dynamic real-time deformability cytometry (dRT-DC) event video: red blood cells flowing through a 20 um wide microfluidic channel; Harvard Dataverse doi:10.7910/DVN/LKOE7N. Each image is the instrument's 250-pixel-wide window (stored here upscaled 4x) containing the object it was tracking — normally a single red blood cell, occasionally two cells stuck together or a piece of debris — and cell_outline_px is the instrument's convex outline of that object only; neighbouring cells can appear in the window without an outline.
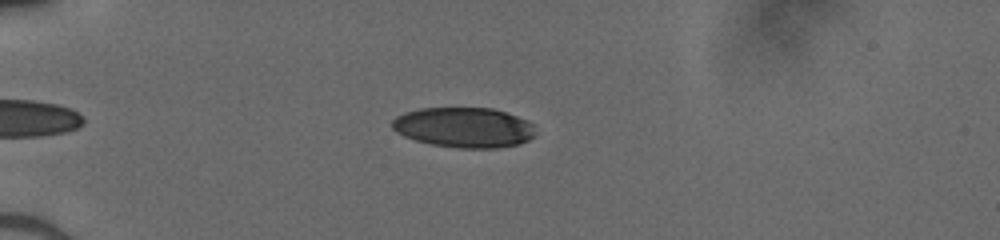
{"species": "human", "species_latin": "Homo sapiens", "temperature_condition": "cold", "stored_images_in_passage": 34, "camera_frame_rate_fps": 3000, "um_per_image_px": 0.085, "donor": {"sex": "male"}, "frame": {"image": 1, "passage_image": 3, "time_ms": 0.667, "image_size_px": [1000, 240], "cell_outline_px": [[536, 136], [520, 144], [496, 148], [460, 148], [432, 144], [416, 140], [404, 136], [396, 132], [392, 128], [392, 120], [396, 116], [404, 112], [420, 108], [492, 108], [528, 120], [532, 124]], "centroid_in_image_um": [39.44, 10.83], "position_along_channel_um": 45.6, "area_um2": 33.58}}
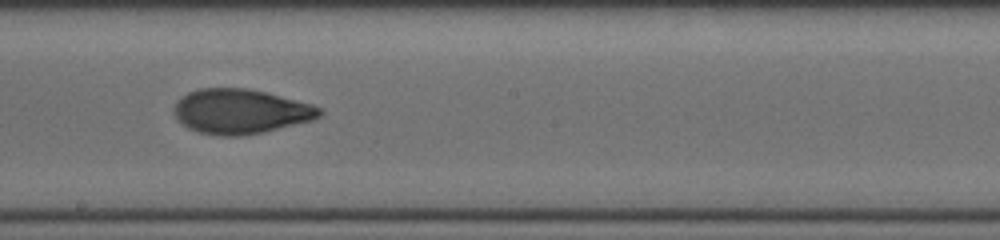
{"frame": {"image": 2, "passage_image": 19, "time_ms": 6.0, "image_size_px": [1000, 240], "cell_outline_px": [[324, 112], [320, 116], [312, 120], [264, 132], [240, 136], [220, 136], [196, 132], [188, 128], [172, 112], [172, 108], [176, 100], [188, 92], [200, 88], [248, 88], [312, 104], [320, 108]], "centroid_in_image_um": [20.41, 9.47], "position_along_channel_um": 227.8, "area_um2": 37.97}}
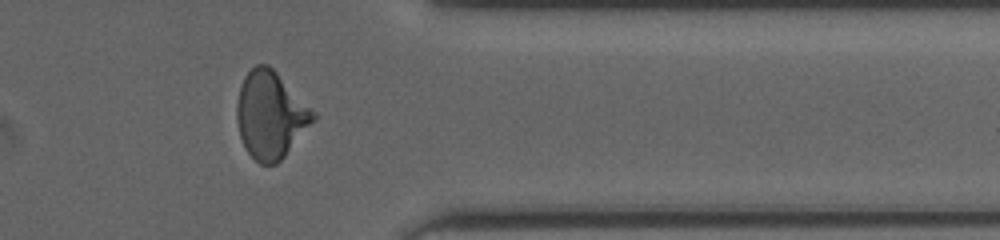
{"frame": {"image": 3, "passage_image": 31, "time_ms": 10.0, "image_size_px": [1000, 240], "cell_outline_px": [[316, 116], [284, 156], [276, 164], [260, 164], [248, 152], [240, 136], [236, 120], [236, 104], [240, 88], [244, 76], [256, 64], [268, 64], [316, 112]], "centroid_in_image_um": [22.96, 9.75], "position_along_channel_um": 388.4, "area_um2": 38.09}}